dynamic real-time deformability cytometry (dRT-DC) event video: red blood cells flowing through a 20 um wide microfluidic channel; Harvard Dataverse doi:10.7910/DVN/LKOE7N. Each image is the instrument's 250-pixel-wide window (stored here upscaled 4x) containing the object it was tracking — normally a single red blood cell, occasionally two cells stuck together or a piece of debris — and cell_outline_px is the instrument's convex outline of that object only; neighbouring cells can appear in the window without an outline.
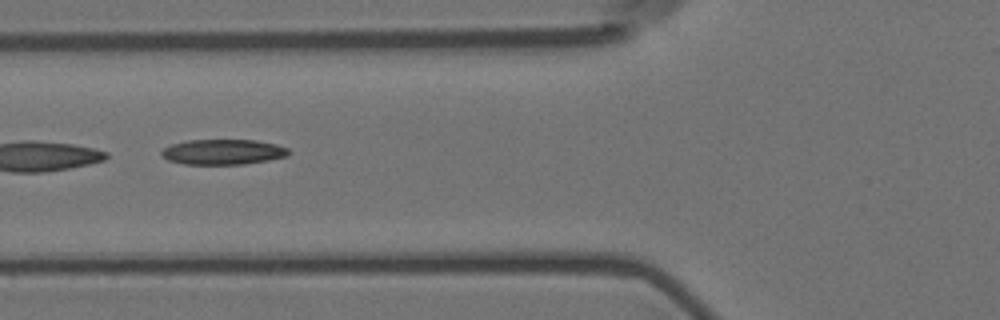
{"species": "Egyptian fruit bat (a non-hibernating species)", "species_latin": "Rousettus aegyptiacus", "temperature_condition": "room temperature", "stored_images_in_passage": 7, "camera_frame_rate_fps": 3000, "um_per_image_px": 0.085, "animal": {"sex": "female"}, "frame": {"image": 1, "passage_image": 6, "time_ms": 1.667, "image_size_px": [1000, 320], "cell_outline_px": [[292, 152], [288, 156], [268, 160], [244, 164], [184, 164], [168, 160], [160, 152], [164, 148], [172, 144], [188, 140], [256, 140], [276, 144], [288, 148]], "centroid_in_image_um": [19.0, 12.91], "position_along_channel_um": 106.8, "area_um2": 18.73}}
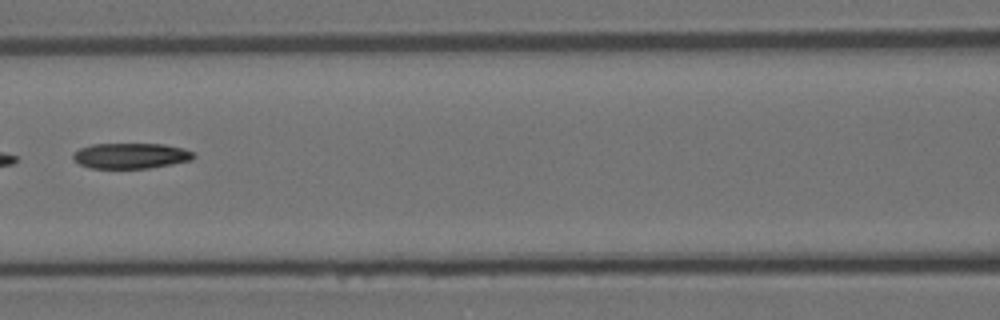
{"frame": {"image": 2, "passage_image": 7, "time_ms": 2.0, "image_size_px": [1000, 320], "cell_outline_px": [[196, 156], [192, 160], [172, 164], [148, 168], [88, 168], [80, 164], [72, 156], [80, 148], [92, 144], [164, 144], [184, 148], [192, 152]], "centroid_in_image_um": [11.15, 13.24], "position_along_channel_um": 155.4, "area_um2": 17.86}}